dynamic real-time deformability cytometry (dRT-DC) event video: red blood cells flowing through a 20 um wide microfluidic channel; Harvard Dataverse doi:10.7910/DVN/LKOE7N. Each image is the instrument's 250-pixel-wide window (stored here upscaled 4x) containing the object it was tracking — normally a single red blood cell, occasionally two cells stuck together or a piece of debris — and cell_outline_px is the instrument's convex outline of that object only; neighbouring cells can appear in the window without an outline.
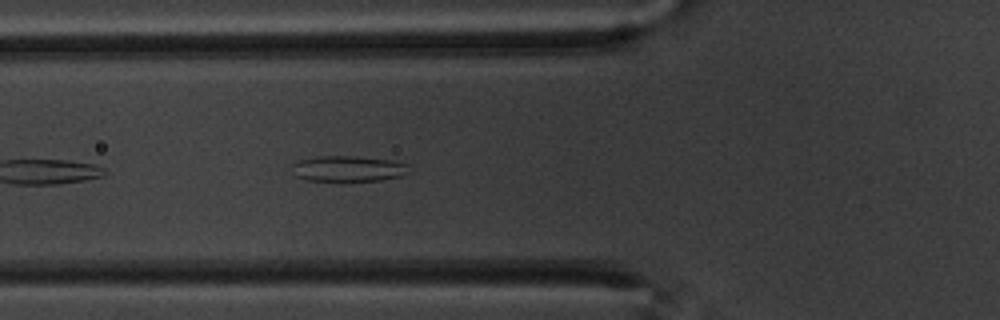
{"species": "common noctule bat (a hibernating species)", "species_latin": "Nyctalus noctula", "temperature_condition": "warm", "stored_images_in_passage": 13, "camera_frame_rate_fps": 3000, "um_per_image_px": 0.085, "animal": {"sex": "male", "body_mass_g": 20.1, "forearm_length_mm": 53.5}, "frame": {"image": 1, "passage_image": 3, "time_ms": 0.667, "image_size_px": [1000, 320], "cell_outline_px": [[412, 172], [400, 176], [380, 180], [304, 180], [296, 176], [292, 164], [300, 160], [316, 156], [356, 156], [388, 160], [408, 164]], "centroid_in_image_um": [29.63, 14.33], "position_along_channel_um": 96.2, "area_um2": 17.34}}
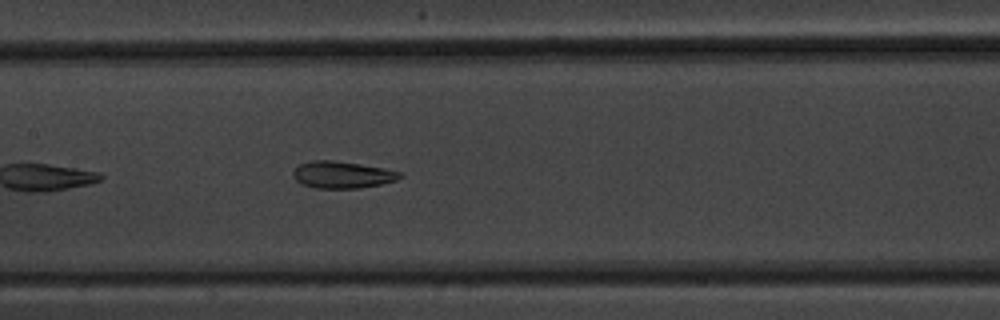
{"frame": {"image": 2, "passage_image": 10, "time_ms": 3.0, "image_size_px": [1000, 320], "cell_outline_px": [[400, 176], [396, 180], [380, 184], [360, 188], [316, 188], [304, 184], [296, 180], [292, 176], [292, 172], [300, 164], [312, 160], [332, 160], [384, 168], [400, 172]], "centroid_in_image_um": [29.05, 14.85], "position_along_channel_um": 178.3, "area_um2": 16.47}}